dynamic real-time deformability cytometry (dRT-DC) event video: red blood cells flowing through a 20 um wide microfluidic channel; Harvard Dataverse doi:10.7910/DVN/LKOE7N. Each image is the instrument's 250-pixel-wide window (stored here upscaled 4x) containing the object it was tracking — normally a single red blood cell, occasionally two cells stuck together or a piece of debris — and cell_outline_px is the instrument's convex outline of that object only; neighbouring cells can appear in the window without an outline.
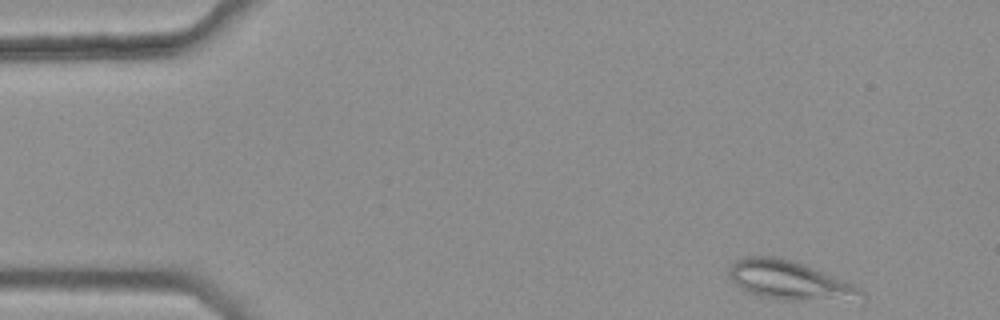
{"species": "common noctule bat (a hibernating species)", "species_latin": "Nyctalus noctula", "temperature_condition": "warm", "stored_images_in_passage": 6, "camera_frame_rate_fps": 3000, "um_per_image_px": 0.085, "animal": {"sex": "female", "body_mass_g": 25.1}, "frame": {"image": 1, "passage_image": 1, "time_ms": 0.0, "image_size_px": [1000, 320], "cell_outline_px": [[864, 300], [780, 300], [760, 296], [748, 292], [740, 288], [728, 276], [728, 268], [736, 260], [744, 256], [780, 256], [792, 260], [856, 284], [864, 292]], "centroid_in_image_um": [67.13, 23.83], "position_along_channel_um": 17.9, "area_um2": 30.29}}
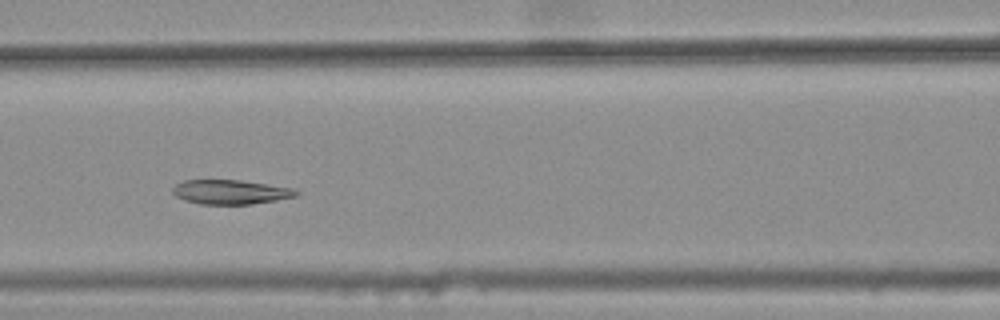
{"frame": {"image": 2, "passage_image": 6, "time_ms": 1.667, "image_size_px": [1000, 320], "cell_outline_px": [[300, 192], [296, 196], [276, 200], [252, 204], [200, 204], [184, 200], [176, 196], [172, 192], [172, 188], [176, 184], [184, 180], [240, 180], [292, 188]], "centroid_in_image_um": [19.57, 16.32], "position_along_channel_um": 147.0, "area_um2": 17.46}}